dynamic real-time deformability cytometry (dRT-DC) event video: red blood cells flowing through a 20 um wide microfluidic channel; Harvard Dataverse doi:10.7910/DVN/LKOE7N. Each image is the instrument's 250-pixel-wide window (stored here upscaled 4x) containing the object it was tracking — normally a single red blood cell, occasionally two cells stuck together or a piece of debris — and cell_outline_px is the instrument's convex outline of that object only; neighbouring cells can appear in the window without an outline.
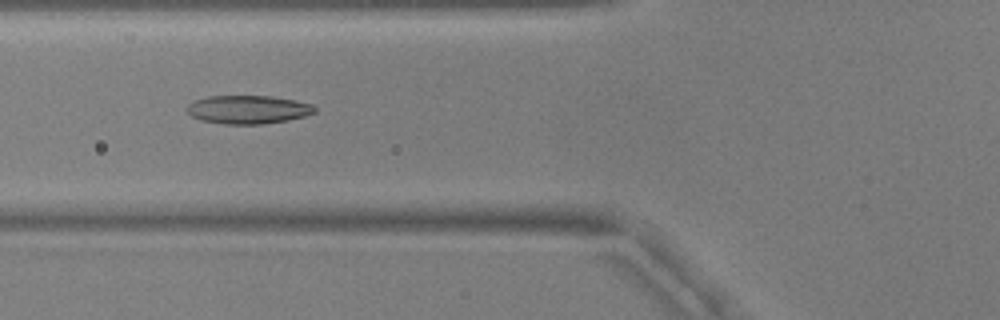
{"species": "common noctule bat (a hibernating species)", "species_latin": "Nyctalus noctula", "temperature_condition": "warm", "stored_images_in_passage": 54, "camera_frame_rate_fps": 3000, "um_per_image_px": 0.085, "animal": {"sex": "male", "body_mass_g": 17.9, "forearm_length_mm": 54.2}, "frame": {"image": 1, "passage_image": 21, "time_ms": 6.667, "image_size_px": [1000, 320], "cell_outline_px": [[316, 112], [304, 116], [288, 120], [260, 124], [224, 124], [200, 120], [192, 116], [184, 108], [188, 104], [196, 100], [208, 96], [272, 96], [296, 100], [312, 104], [316, 108]], "centroid_in_image_um": [21.08, 9.31], "position_along_channel_um": 104.7, "area_um2": 21.21}}
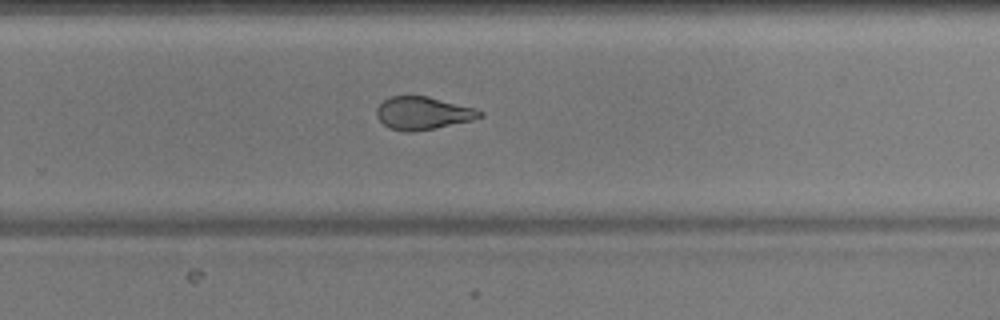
{"frame": {"image": 2, "passage_image": 36, "time_ms": 11.667, "image_size_px": [1000, 320], "cell_outline_px": [[484, 116], [472, 120], [436, 128], [412, 132], [404, 132], [388, 128], [376, 116], [376, 108], [388, 96], [428, 96], [476, 108], [484, 112]], "centroid_in_image_um": [35.95, 9.62], "position_along_channel_um": 293.8, "area_um2": 19.94}}
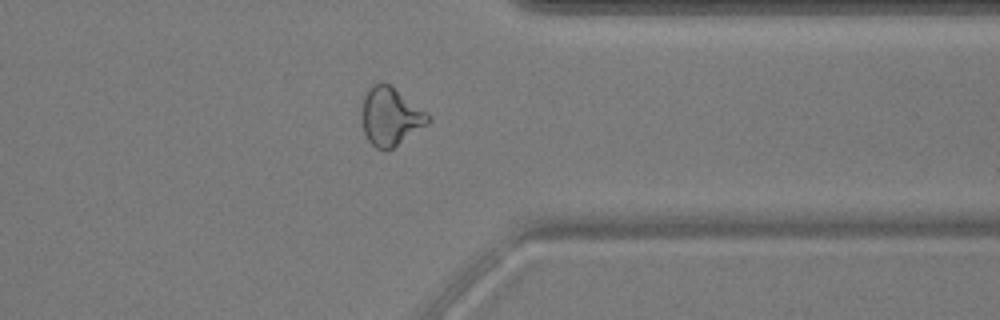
{"frame": {"image": 3, "passage_image": 43, "time_ms": 14.0, "image_size_px": [1000, 320], "cell_outline_px": [[432, 120], [428, 124], [392, 148], [384, 152], [376, 148], [368, 140], [364, 132], [360, 120], [360, 112], [364, 92], [372, 84], [388, 84], [428, 112], [432, 116]], "centroid_in_image_um": [33.16, 9.91], "position_along_channel_um": 378.2, "area_um2": 22.77}, "authors_computed_cell_mechanics": {"area_um2": 21.5305, "velocity_mm_per_s": 3.7748, "shape_relaxation_time_tau1_ms": null, "shape_relaxation_time_tau2_ms": 2.0133, "deformation_change_tau1": null, "deformation_change_tau2": 0.0873}}